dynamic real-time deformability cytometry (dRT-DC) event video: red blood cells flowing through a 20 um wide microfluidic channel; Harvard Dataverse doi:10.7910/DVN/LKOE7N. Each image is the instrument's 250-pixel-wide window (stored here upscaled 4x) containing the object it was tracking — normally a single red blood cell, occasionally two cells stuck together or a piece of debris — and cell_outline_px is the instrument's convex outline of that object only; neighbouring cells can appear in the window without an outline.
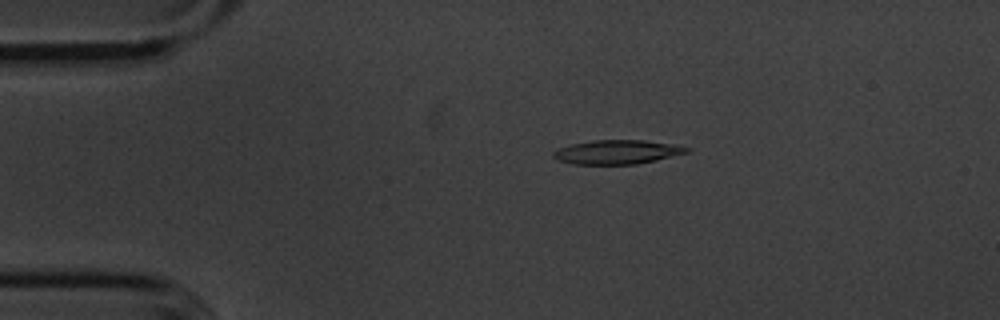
{"species": "common noctule bat (a hibernating species)", "species_latin": "Nyctalus noctula", "temperature_condition": "cold", "stored_images_in_passage": 40, "camera_frame_rate_fps": 3000, "um_per_image_px": 0.085, "animal": {"sex": "male", "body_mass_g": 20.1, "forearm_length_mm": 53.5}, "frame": {"image": 1, "passage_image": 9, "time_ms": 2.667, "image_size_px": [1000, 320], "cell_outline_px": [[692, 148], [688, 152], [656, 160], [636, 164], [572, 164], [556, 160], [552, 156], [552, 152], [556, 148], [572, 144], [592, 140], [644, 140], [672, 144]], "centroid_in_image_um": [52.4, 12.92], "position_along_channel_um": 32.6, "area_um2": 18.79}}
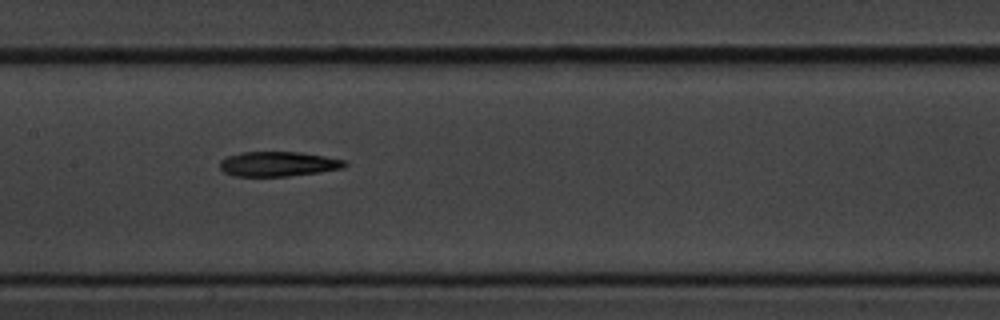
{"frame": {"image": 2, "passage_image": 25, "time_ms": 8.0, "image_size_px": [1000, 320], "cell_outline_px": [[348, 164], [344, 168], [320, 172], [288, 176], [232, 176], [224, 172], [220, 168], [220, 160], [228, 156], [240, 152], [300, 152], [324, 156], [344, 160]], "centroid_in_image_um": [23.64, 13.94], "position_along_channel_um": 183.8, "area_um2": 18.09}}
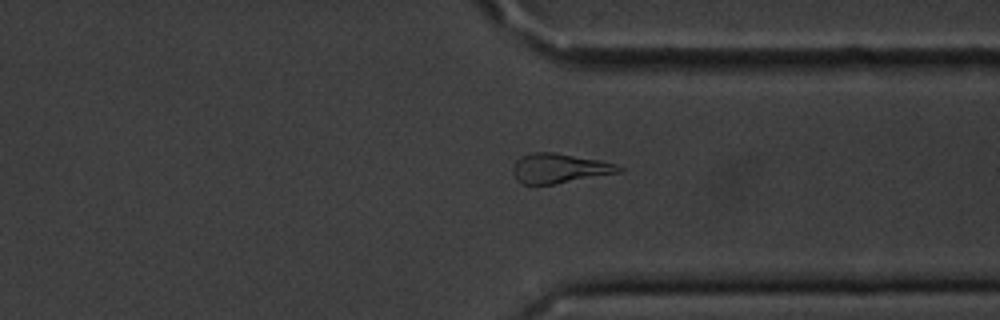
{"frame": {"image": 3, "passage_image": 40, "time_ms": 13.0, "image_size_px": [1000, 320], "cell_outline_px": [[624, 168], [620, 172], [556, 184], [520, 184], [516, 180], [512, 172], [512, 168], [516, 160], [520, 156], [532, 152], [552, 152], [600, 160], [616, 164]], "centroid_in_image_um": [47.5, 14.31], "position_along_channel_um": 363.9, "area_um2": 18.38}, "authors_computed_cell_mechanics": {"area_um2": 18.3226, "velocity_mm_per_s": 3.6091, "shape_relaxation_time_tau1_ms": 3.4185, "shape_relaxation_time_tau2_ms": 7.714, "deformation_change_tau1": 0.1631, "deformation_change_tau2": 0.2099}}